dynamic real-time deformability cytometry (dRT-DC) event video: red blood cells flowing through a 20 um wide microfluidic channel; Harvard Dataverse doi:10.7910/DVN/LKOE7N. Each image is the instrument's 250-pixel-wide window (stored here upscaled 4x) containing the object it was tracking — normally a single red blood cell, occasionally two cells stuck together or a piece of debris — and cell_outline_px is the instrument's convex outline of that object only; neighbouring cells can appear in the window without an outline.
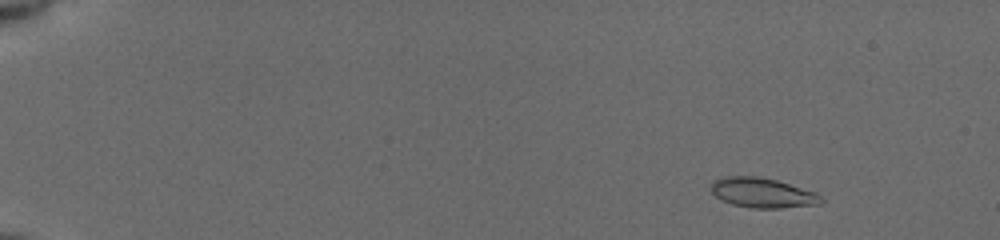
{"species": "common noctule bat (a hibernating species)", "species_latin": "Nyctalus noctula", "temperature_condition": "cold", "stored_images_in_passage": 38, "camera_frame_rate_fps": 3000, "um_per_image_px": 0.085, "animal": {"sex": "female", "body_mass_g": 19.5, "forearm_length_mm": 54.1}, "frame": {"image": 1, "passage_image": 2, "time_ms": 0.667, "image_size_px": [1000, 240], "cell_outline_px": [[824, 200], [820, 204], [780, 208], [752, 208], [732, 204], [720, 200], [712, 192], [712, 180], [724, 176], [760, 176], [776, 180], [816, 192]], "centroid_in_image_um": [64.8, 16.38], "position_along_channel_um": 20.2, "area_um2": 19.19}}
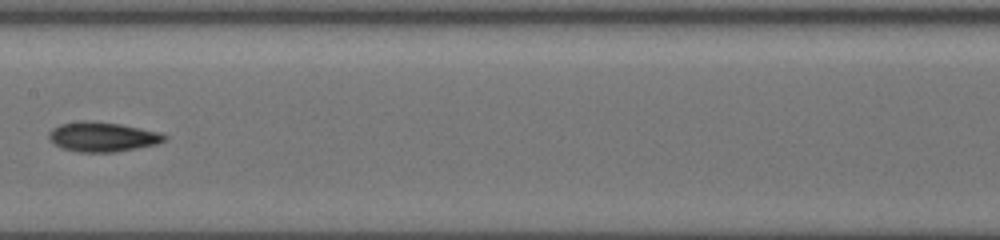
{"frame": {"image": 2, "passage_image": 23, "time_ms": 8.667, "image_size_px": [1000, 240], "cell_outline_px": [[168, 136], [164, 140], [156, 144], [116, 152], [80, 152], [64, 148], [52, 144], [48, 140], [48, 132], [52, 128], [60, 124], [80, 120], [88, 120], [120, 124], [160, 132]], "centroid_in_image_um": [8.66, 11.62], "position_along_channel_um": 198.7, "area_um2": 20.06}}
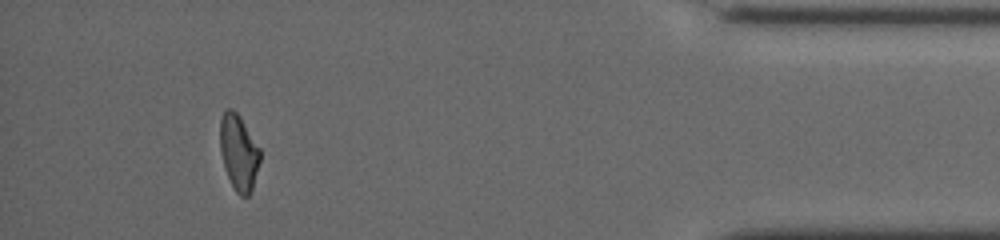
{"frame": {"image": 3, "passage_image": 37, "time_ms": 15.333, "image_size_px": [1000, 240], "cell_outline_px": [[260, 160], [252, 188], [248, 196], [240, 196], [236, 192], [224, 168], [220, 152], [220, 116], [224, 108], [232, 108], [240, 116], [260, 148]], "centroid_in_image_um": [20.27, 12.91], "position_along_channel_um": 414.9, "area_um2": 17.74}, "authors_computed_cell_mechanics": {"area_um2": 18.9295, "velocity_mm_per_s": 3.9465, "shape_relaxation_time_tau1_ms": 5.7387, "shape_relaxation_time_tau2_ms": 3.9535, "deformation_change_tau1": 0.1449, "deformation_change_tau2": 0.1011}}